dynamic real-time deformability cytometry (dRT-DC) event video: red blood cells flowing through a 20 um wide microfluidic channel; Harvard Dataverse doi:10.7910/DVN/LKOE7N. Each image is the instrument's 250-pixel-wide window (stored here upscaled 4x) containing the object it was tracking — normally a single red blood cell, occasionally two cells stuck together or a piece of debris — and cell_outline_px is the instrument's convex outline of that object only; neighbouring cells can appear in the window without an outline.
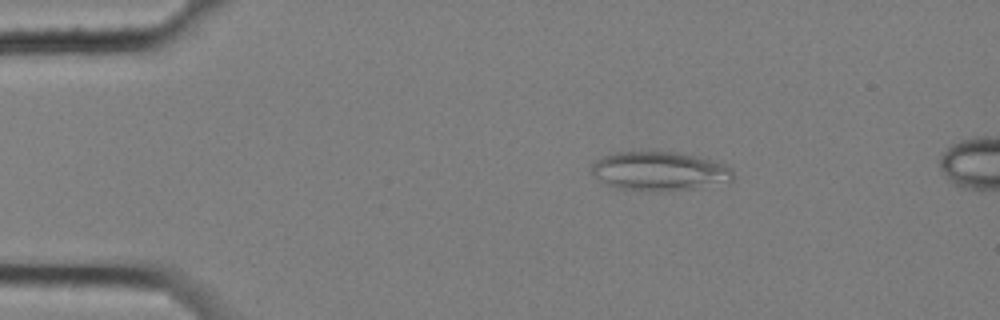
{"species": "common noctule bat (a hibernating species)", "species_latin": "Nyctalus noctula", "temperature_condition": "cold", "stored_images_in_passage": 6, "camera_frame_rate_fps": 3000, "um_per_image_px": 0.085, "animal": {"sex": "female", "body_mass_g": 25.1}, "frame": {"image": 1, "passage_image": 3, "time_ms": 0.667, "image_size_px": [1000, 320], "cell_outline_px": [[732, 180], [692, 188], [668, 192], [620, 188], [608, 184], [596, 176], [592, 172], [592, 164], [596, 160], [604, 156], [616, 152], [676, 152], [696, 156], [712, 160], [724, 164], [732, 168]], "centroid_in_image_um": [56.06, 14.54], "position_along_channel_um": 28.9, "area_um2": 31.56}}